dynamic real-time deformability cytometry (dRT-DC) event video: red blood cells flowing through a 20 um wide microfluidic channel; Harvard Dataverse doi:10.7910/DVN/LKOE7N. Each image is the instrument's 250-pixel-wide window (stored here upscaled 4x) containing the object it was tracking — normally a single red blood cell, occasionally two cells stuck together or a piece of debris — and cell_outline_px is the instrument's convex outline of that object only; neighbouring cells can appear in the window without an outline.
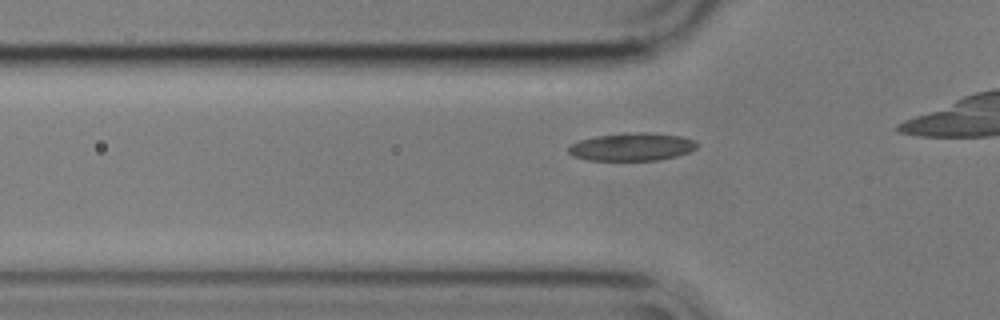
{"species": "common noctule bat (a hibernating species)", "species_latin": "Nyctalus noctula", "temperature_condition": "cold", "stored_images_in_passage": 16, "camera_frame_rate_fps": 3000, "um_per_image_px": 0.085, "animal": {"sex": "male", "body_mass_g": 17.9}, "frame": {"image": 1, "passage_image": 10, "time_ms": 3.0, "image_size_px": [1000, 320], "cell_outline_px": [[696, 148], [688, 152], [676, 156], [656, 160], [588, 160], [572, 156], [568, 152], [568, 144], [580, 140], [596, 136], [628, 132], [648, 132], [684, 136], [696, 140]], "centroid_in_image_um": [53.69, 12.47], "position_along_channel_um": 72.1, "area_um2": 21.04}}
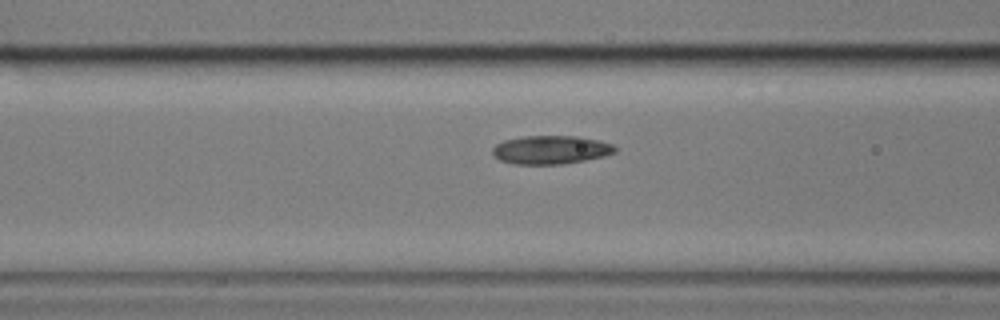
{"frame": {"image": 2, "passage_image": 14, "time_ms": 4.333, "image_size_px": [1000, 320], "cell_outline_px": [[616, 152], [604, 156], [584, 160], [560, 164], [512, 164], [500, 160], [492, 152], [492, 148], [496, 144], [504, 140], [524, 136], [580, 136], [600, 140], [612, 144], [616, 148]], "centroid_in_image_um": [46.82, 12.72], "position_along_channel_um": 119.8, "area_um2": 20.35}}